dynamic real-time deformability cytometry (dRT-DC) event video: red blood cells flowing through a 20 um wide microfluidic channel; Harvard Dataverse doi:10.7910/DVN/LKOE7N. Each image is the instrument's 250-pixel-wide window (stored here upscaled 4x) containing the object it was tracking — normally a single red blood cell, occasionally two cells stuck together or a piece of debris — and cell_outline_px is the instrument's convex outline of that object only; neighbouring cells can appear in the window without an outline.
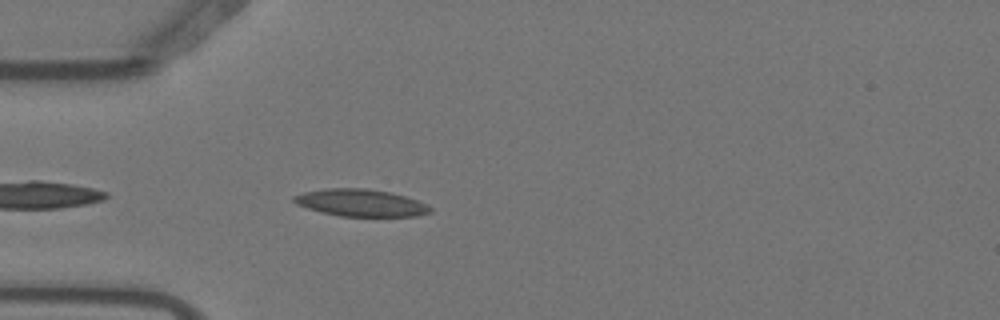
{"species": "Egyptian fruit bat (a non-hibernating species)", "species_latin": "Rousettus aegyptiacus", "temperature_condition": "warm", "stored_images_in_passage": 5, "camera_frame_rate_fps": 3000, "um_per_image_px": 0.085, "animal": {"sex": "female"}, "frame": {"image": 1, "passage_image": 5, "time_ms": 1.333, "image_size_px": [1000, 320], "cell_outline_px": [[432, 212], [416, 216], [340, 216], [320, 212], [296, 204], [292, 200], [292, 196], [304, 192], [324, 188], [368, 188], [388, 192], [404, 196], [416, 200], [432, 208]], "centroid_in_image_um": [30.62, 17.23], "position_along_channel_um": 54.4, "area_um2": 21.5}}